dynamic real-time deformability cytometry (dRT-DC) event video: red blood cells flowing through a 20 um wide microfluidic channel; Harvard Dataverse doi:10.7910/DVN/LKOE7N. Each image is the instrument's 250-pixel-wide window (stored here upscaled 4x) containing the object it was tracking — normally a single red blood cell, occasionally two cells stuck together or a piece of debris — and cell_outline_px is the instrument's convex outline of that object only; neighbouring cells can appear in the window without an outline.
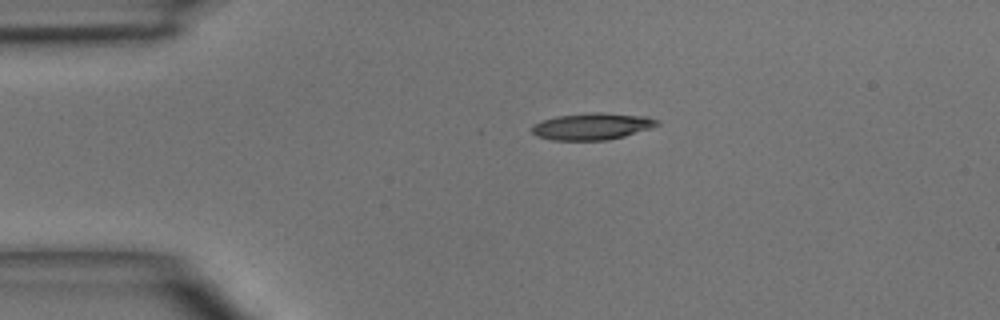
{"species": "common noctule bat (a hibernating species)", "species_latin": "Nyctalus noctula", "temperature_condition": "room temperature", "stored_images_in_passage": 2, "camera_frame_rate_fps": 3000, "um_per_image_px": 0.085, "animal": {"sex": "male", "body_mass_g": 15.6}, "frame": {"image": 1, "passage_image": 1, "time_ms": 0.0, "image_size_px": [1000, 320], "cell_outline_px": [[660, 124], [652, 128], [624, 136], [608, 140], [552, 140], [536, 136], [532, 132], [532, 124], [556, 116], [596, 112], [600, 112], [648, 116], [660, 120]], "centroid_in_image_um": [50.37, 10.74], "position_along_channel_um": 34.6, "area_um2": 19.65}}